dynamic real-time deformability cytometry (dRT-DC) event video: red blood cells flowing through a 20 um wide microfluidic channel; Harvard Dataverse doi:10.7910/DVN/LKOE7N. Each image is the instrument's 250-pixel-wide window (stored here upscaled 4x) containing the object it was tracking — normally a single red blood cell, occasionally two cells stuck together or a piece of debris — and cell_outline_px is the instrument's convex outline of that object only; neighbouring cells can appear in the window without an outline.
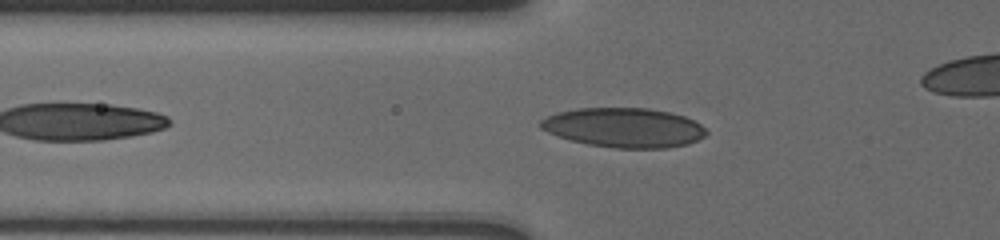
{"species": "human", "species_latin": "Homo sapiens", "temperature_condition": "cold", "stored_images_in_passage": 27, "camera_frame_rate_fps": 3000, "um_per_image_px": 0.085, "donor": {"sex": "male"}, "frame": {"image": 1, "passage_image": 8, "time_ms": 2.0, "image_size_px": [1000, 240], "cell_outline_px": [[708, 132], [704, 136], [688, 144], [668, 148], [616, 148], [588, 144], [572, 140], [548, 132], [540, 128], [540, 120], [548, 116], [560, 112], [580, 108], [648, 108], [668, 112], [684, 116], [700, 124]], "centroid_in_image_um": [53.06, 10.85], "position_along_channel_um": 72.7, "area_um2": 37.8}}
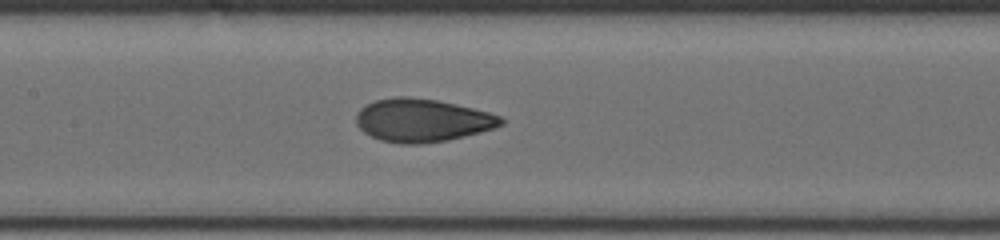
{"frame": {"image": 2, "passage_image": 19, "time_ms": 4.667, "image_size_px": [1000, 240], "cell_outline_px": [[504, 124], [480, 132], [448, 140], [416, 144], [400, 144], [380, 140], [364, 132], [356, 124], [356, 116], [360, 108], [376, 100], [396, 96], [408, 96], [436, 100], [472, 108], [488, 112], [500, 116], [504, 120]], "centroid_in_image_um": [35.87, 10.23], "position_along_channel_um": 171.5, "area_um2": 36.13}}
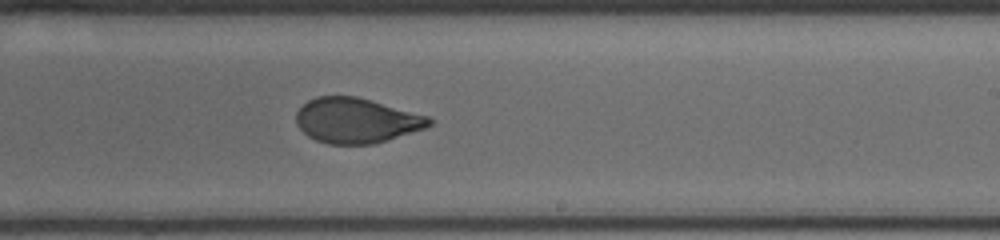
{"frame": {"image": 3, "passage_image": 27, "time_ms": 7.0, "image_size_px": [1000, 240], "cell_outline_px": [[432, 124], [424, 128], [372, 144], [328, 144], [316, 140], [308, 136], [296, 124], [296, 112], [308, 100], [316, 96], [356, 96], [428, 116], [432, 120]], "centroid_in_image_um": [30.25, 10.23], "position_along_channel_um": 258.8, "area_um2": 34.56}}